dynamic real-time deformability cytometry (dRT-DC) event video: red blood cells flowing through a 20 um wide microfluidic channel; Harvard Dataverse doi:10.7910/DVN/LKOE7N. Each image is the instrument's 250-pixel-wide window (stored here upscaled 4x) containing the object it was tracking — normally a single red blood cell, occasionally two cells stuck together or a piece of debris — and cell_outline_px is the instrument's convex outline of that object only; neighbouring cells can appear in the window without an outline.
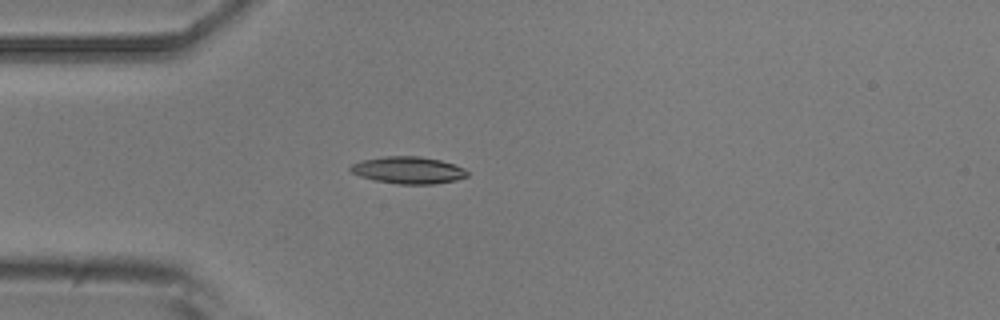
{"species": "common noctule bat (a hibernating species)", "species_latin": "Nyctalus noctula", "temperature_condition": "room temperature", "stored_images_in_passage": 6, "camera_frame_rate_fps": 3000, "um_per_image_px": 0.085, "animal": {"sex": "male", "body_mass_g": 20.5, "forearm_length_mm": 52.5}, "frame": {"image": 1, "passage_image": 5, "time_ms": 4.667, "image_size_px": [1000, 320], "cell_outline_px": [[468, 176], [456, 180], [432, 184], [396, 184], [376, 180], [360, 176], [352, 172], [348, 168], [352, 164], [360, 160], [384, 156], [420, 156], [440, 160], [464, 168], [468, 172]], "centroid_in_image_um": [34.69, 14.46], "position_along_channel_um": 50.3, "area_um2": 18.38}}